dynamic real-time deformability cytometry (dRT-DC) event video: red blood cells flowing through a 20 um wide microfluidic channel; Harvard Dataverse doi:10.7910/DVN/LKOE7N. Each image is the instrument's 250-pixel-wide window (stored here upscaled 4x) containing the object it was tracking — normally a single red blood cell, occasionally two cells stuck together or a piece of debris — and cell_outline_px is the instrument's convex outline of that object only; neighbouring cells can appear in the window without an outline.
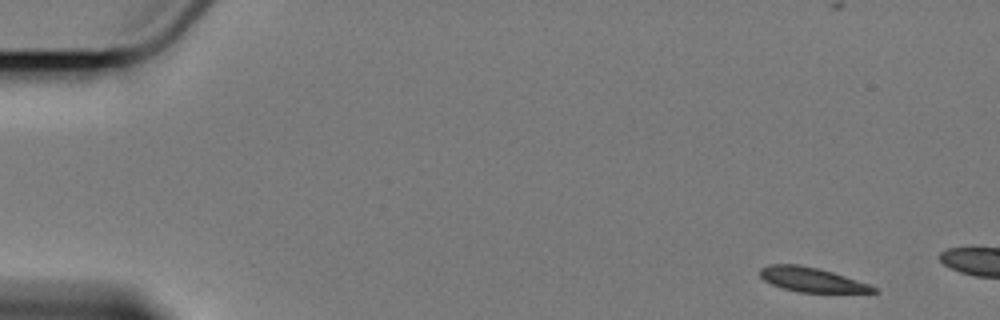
{"species": "Egyptian fruit bat (a non-hibernating species)", "species_latin": "Rousettus aegyptiacus", "temperature_condition": "cold", "stored_images_in_passage": 3, "camera_frame_rate_fps": 3000, "um_per_image_px": 0.085, "animal": {"sex": "female"}, "frame": {"image": 1, "passage_image": 1, "time_ms": 0.0, "image_size_px": [1000, 320], "cell_outline_px": [[880, 292], [800, 292], [784, 288], [772, 284], [764, 280], [760, 276], [760, 268], [768, 264], [800, 264], [832, 272], [868, 284], [876, 288]], "centroid_in_image_um": [68.95, 23.76], "position_along_channel_um": 16.1, "area_um2": 15.84}}